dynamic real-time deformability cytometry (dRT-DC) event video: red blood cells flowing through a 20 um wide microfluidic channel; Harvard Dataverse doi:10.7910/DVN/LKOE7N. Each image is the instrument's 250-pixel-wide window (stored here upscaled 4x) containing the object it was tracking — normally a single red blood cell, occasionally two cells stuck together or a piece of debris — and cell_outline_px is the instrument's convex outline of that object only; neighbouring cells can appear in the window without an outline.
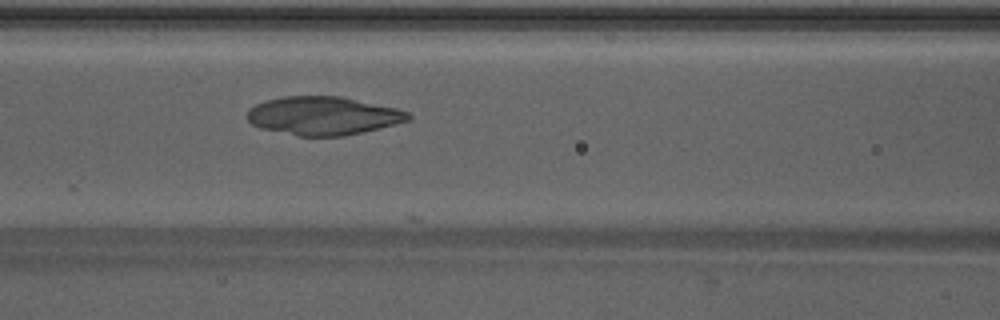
{"species": "Egyptian fruit bat (a non-hibernating species)", "species_latin": "Rousettus aegyptiacus", "temperature_condition": "warm", "stored_images_in_passage": 27, "camera_frame_rate_fps": 3000, "um_per_image_px": 0.085, "animal": {"sex": "male"}, "frame": {"image": 1, "passage_image": 8, "time_ms": 2.333, "image_size_px": [1000, 320], "cell_outline_px": [[412, 116], [408, 120], [364, 132], [344, 136], [296, 136], [260, 128], [252, 124], [248, 120], [248, 108], [256, 104], [268, 100], [284, 96], [340, 96], [396, 108], [408, 112]], "centroid_in_image_um": [27.44, 9.84], "position_along_channel_um": 139.2, "area_um2": 35.89}}
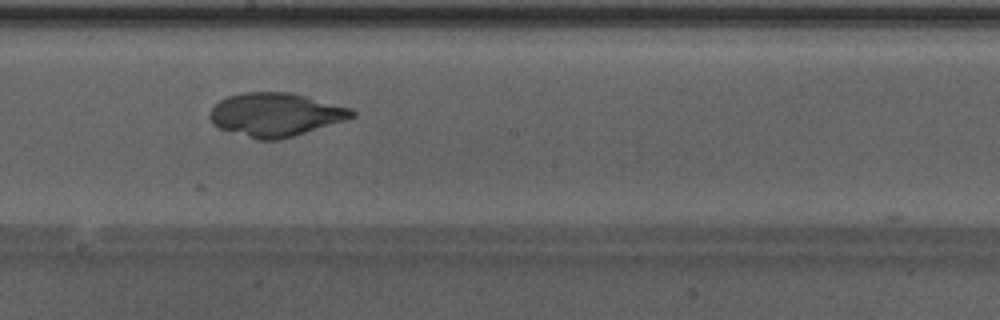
{"frame": {"image": 2, "passage_image": 14, "time_ms": 4.333, "image_size_px": [1000, 320], "cell_outline_px": [[356, 116], [344, 120], [280, 140], [256, 140], [220, 128], [212, 124], [208, 116], [212, 108], [220, 100], [228, 96], [244, 92], [288, 92], [352, 108], [356, 112]], "centroid_in_image_um": [23.39, 9.75], "position_along_channel_um": 224.8, "area_um2": 35.78}}
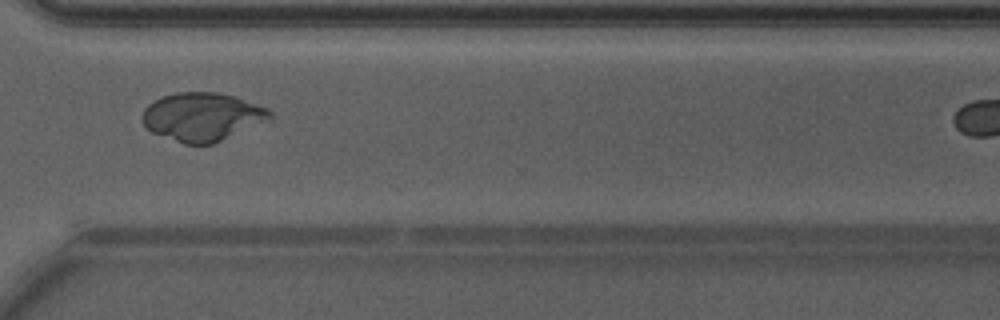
{"frame": {"image": 3, "passage_image": 23, "time_ms": 7.333, "image_size_px": [1000, 320], "cell_outline_px": [[272, 116], [212, 144], [184, 144], [152, 132], [144, 128], [140, 120], [140, 116], [144, 108], [148, 104], [160, 96], [176, 92], [220, 92], [236, 96], [268, 108], [272, 112]], "centroid_in_image_um": [17.08, 9.89], "position_along_channel_um": 353.5, "area_um2": 35.78}}